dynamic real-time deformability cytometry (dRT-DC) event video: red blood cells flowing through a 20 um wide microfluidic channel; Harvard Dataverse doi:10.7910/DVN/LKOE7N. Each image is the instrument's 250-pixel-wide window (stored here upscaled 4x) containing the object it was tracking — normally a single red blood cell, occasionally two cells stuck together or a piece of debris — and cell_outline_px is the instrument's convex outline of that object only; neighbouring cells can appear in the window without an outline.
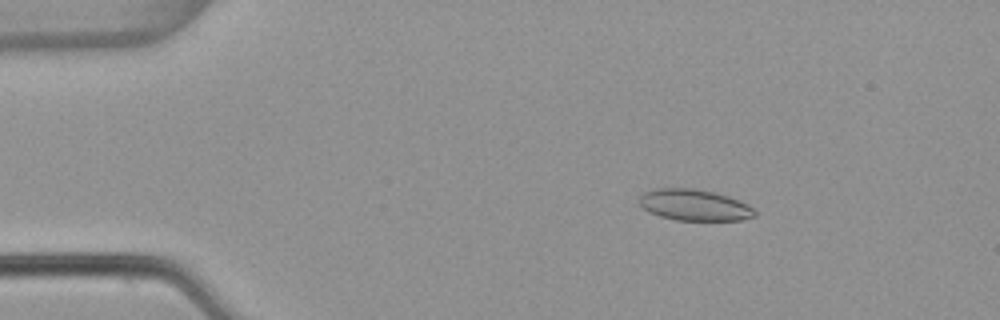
{"species": "common noctule bat (a hibernating species)", "species_latin": "Nyctalus noctula", "temperature_condition": "warm", "stored_images_in_passage": 4, "camera_frame_rate_fps": 3000, "um_per_image_px": 0.085, "animal": {"sex": "female", "body_mass_g": 22.7, "forearm_length_mm": 54.2}, "frame": {"image": 1, "passage_image": 3, "time_ms": 0.667, "image_size_px": [1000, 320], "cell_outline_px": [[756, 216], [744, 220], [676, 220], [660, 216], [648, 212], [640, 204], [640, 196], [644, 192], [656, 188], [692, 188], [716, 192], [740, 200], [748, 204], [756, 212]], "centroid_in_image_um": [59.05, 17.42], "position_along_channel_um": 26.0, "area_um2": 21.15}}